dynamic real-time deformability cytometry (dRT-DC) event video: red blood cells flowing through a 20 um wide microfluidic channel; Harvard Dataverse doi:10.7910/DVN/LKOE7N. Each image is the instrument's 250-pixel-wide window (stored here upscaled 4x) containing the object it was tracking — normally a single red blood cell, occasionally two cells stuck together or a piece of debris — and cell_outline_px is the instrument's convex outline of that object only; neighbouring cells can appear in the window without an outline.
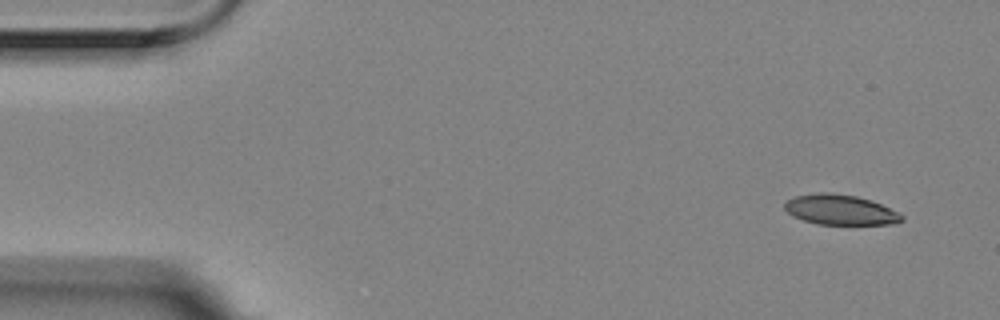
{"species": "Egyptian fruit bat (a non-hibernating species)", "species_latin": "Rousettus aegyptiacus", "temperature_condition": "room temperature", "stored_images_in_passage": 4, "camera_frame_rate_fps": 3000, "um_per_image_px": 0.085, "animal": {"sex": "female"}, "frame": {"image": 1, "passage_image": 1, "time_ms": 0.0, "image_size_px": [1000, 320], "cell_outline_px": [[904, 220], [896, 224], [816, 224], [792, 216], [784, 208], [784, 204], [788, 200], [796, 196], [816, 192], [828, 192], [856, 196], [872, 200], [904, 216]], "centroid_in_image_um": [71.42, 17.83], "position_along_channel_um": 13.6, "area_um2": 20.52}}
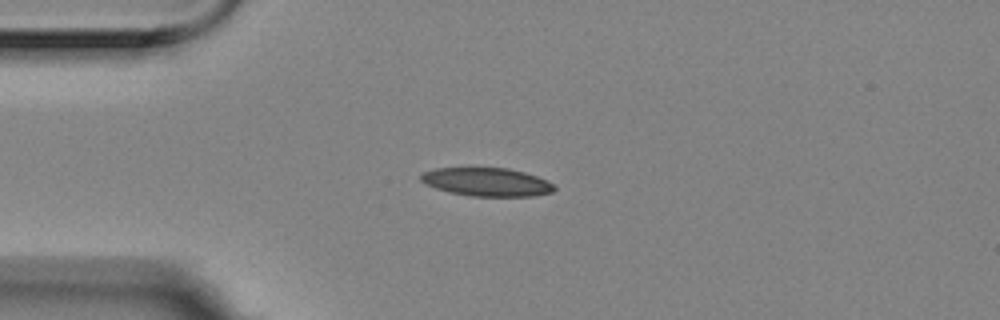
{"frame": {"image": 2, "passage_image": 4, "time_ms": 1.0, "image_size_px": [1000, 320], "cell_outline_px": [[556, 188], [552, 192], [532, 196], [472, 196], [448, 192], [436, 188], [420, 180], [420, 172], [436, 168], [508, 168], [524, 172], [548, 180]], "centroid_in_image_um": [41.37, 15.46], "position_along_channel_um": 43.6, "area_um2": 22.02}}